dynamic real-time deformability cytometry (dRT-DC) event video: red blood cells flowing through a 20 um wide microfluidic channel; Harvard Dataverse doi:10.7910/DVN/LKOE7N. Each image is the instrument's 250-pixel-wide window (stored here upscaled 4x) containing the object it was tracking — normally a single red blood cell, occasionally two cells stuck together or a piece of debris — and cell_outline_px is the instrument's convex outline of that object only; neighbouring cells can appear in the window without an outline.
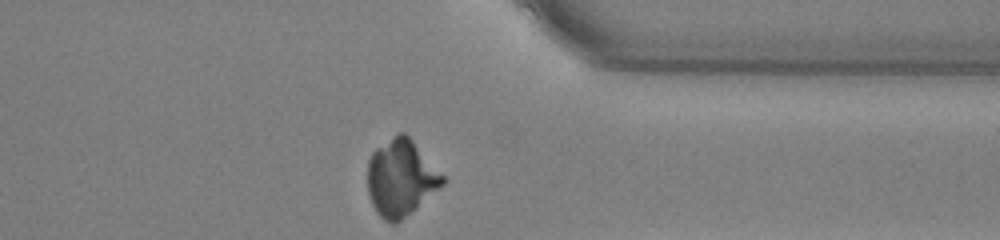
{"species": "common noctule bat (a hibernating species)", "species_latin": "Nyctalus noctula", "temperature_condition": "warm", "stored_images_in_passage": 26, "camera_frame_rate_fps": 3000, "um_per_image_px": 0.085, "animal": {"sex": "male", "body_mass_g": 13.0, "forearm_length_mm": 53.1}, "frame": {"image": 1, "passage_image": 26, "time_ms": 8.333, "image_size_px": [1000, 240], "cell_outline_px": [[444, 184], [416, 208], [396, 224], [392, 224], [384, 220], [376, 212], [372, 204], [368, 192], [368, 160], [372, 152], [376, 148], [400, 132], [404, 132], [412, 140], [444, 176]], "centroid_in_image_um": [34.05, 15.14], "position_along_channel_um": 377.3, "area_um2": 33.06}}